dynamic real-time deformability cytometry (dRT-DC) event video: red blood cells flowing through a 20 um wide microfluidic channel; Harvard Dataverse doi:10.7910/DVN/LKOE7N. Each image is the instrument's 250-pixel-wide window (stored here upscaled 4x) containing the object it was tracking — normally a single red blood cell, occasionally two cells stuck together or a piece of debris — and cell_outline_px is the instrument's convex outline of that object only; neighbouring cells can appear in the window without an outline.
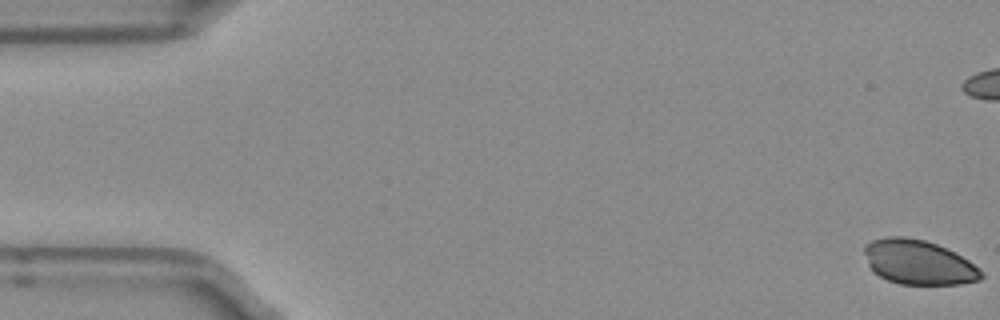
{"species": "Egyptian fruit bat (a non-hibernating species)", "species_latin": "Rousettus aegyptiacus", "temperature_condition": "room temperature", "stored_images_in_passage": 53, "camera_frame_rate_fps": 3000, "um_per_image_px": 0.085, "frame": {"image": 1, "passage_image": 1, "time_ms": 0.0, "image_size_px": [1000, 320], "cell_outline_px": [[984, 276], [980, 280], [960, 284], [900, 284], [888, 280], [880, 276], [868, 264], [864, 252], [864, 244], [872, 240], [888, 236], [904, 236], [924, 240], [936, 244], [968, 260]], "centroid_in_image_um": [78.03, 22.29], "position_along_channel_um": 7.0, "area_um2": 29.88}}
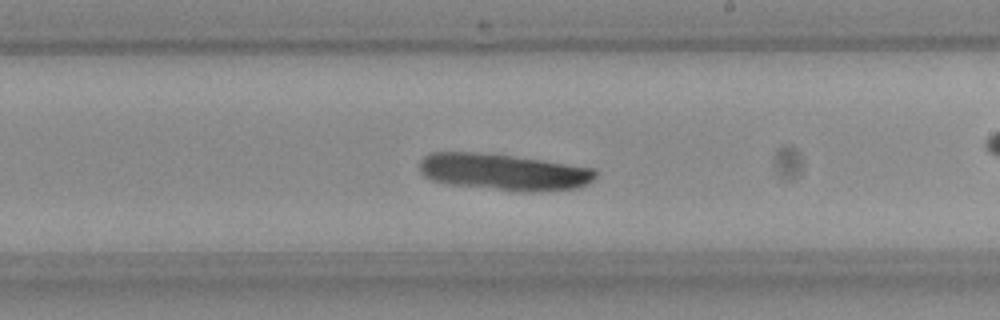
{"frame": {"image": 2, "passage_image": 30, "time_ms": 9.667, "image_size_px": [1000, 320], "cell_outline_px": [[596, 176], [588, 184], [580, 188], [540, 192], [524, 192], [452, 184], [432, 180], [424, 176], [420, 172], [420, 160], [424, 156], [432, 152], [476, 152], [512, 156], [596, 168]], "centroid_in_image_um": [42.84, 14.62], "position_along_channel_um": 246.2, "area_um2": 37.51}}
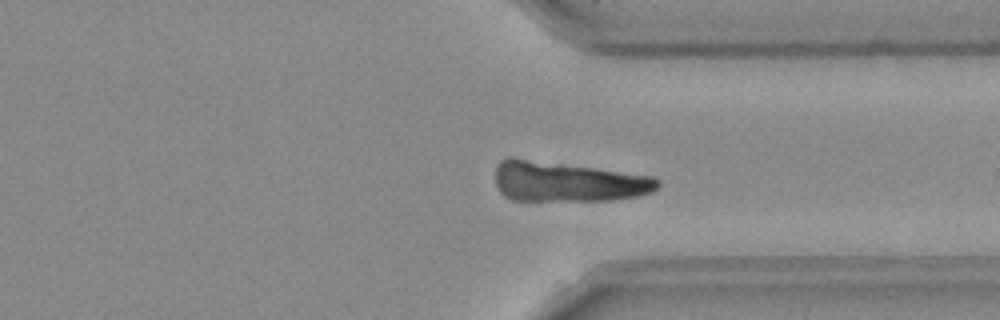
{"frame": {"image": 3, "passage_image": 39, "time_ms": 12.667, "image_size_px": [1000, 320], "cell_outline_px": [[660, 184], [652, 192], [636, 196], [612, 200], [512, 200], [504, 196], [500, 192], [496, 184], [496, 164], [500, 160], [508, 156], [512, 156], [652, 176], [660, 180]], "centroid_in_image_um": [48.19, 15.43], "position_along_channel_um": 363.2, "area_um2": 38.09}}